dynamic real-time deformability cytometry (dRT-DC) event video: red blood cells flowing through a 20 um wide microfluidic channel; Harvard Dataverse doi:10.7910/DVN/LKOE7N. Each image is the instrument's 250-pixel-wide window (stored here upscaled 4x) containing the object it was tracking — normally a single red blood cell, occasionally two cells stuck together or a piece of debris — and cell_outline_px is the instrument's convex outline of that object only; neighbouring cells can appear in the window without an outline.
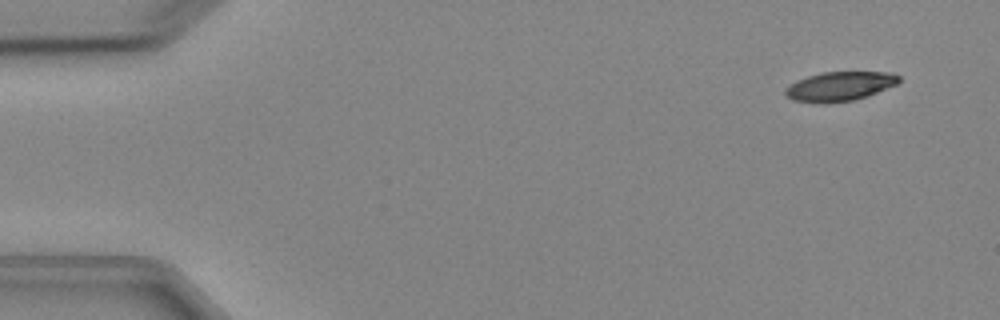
{"species": "Egyptian fruit bat (a non-hibernating species)", "species_latin": "Rousettus aegyptiacus", "temperature_condition": "cold", "stored_images_in_passage": 4, "camera_frame_rate_fps": 3000, "um_per_image_px": 0.085, "animal": {"sex": "female"}, "frame": {"image": 1, "passage_image": 1, "time_ms": 0.0, "image_size_px": [1000, 320], "cell_outline_px": [[900, 80], [896, 84], [868, 96], [852, 100], [828, 104], [824, 104], [792, 100], [784, 96], [784, 88], [808, 76], [824, 72], [892, 72], [900, 76]], "centroid_in_image_um": [71.36, 7.35], "position_along_channel_um": 13.6, "area_um2": 19.42}}
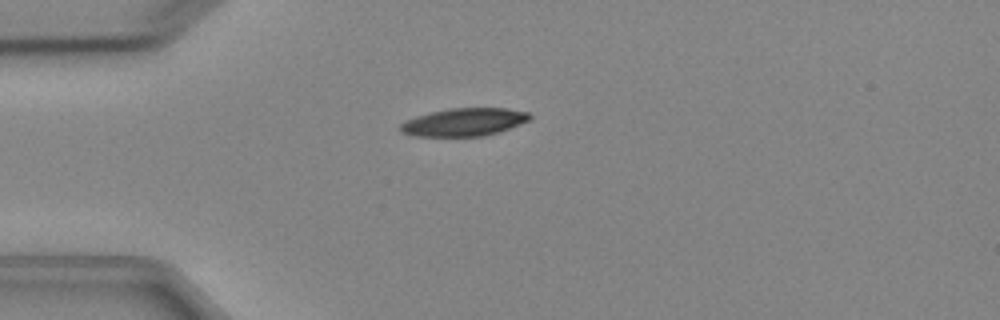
{"frame": {"image": 2, "passage_image": 4, "time_ms": 3.333, "image_size_px": [1000, 320], "cell_outline_px": [[532, 116], [528, 120], [520, 124], [500, 132], [484, 136], [412, 136], [400, 132], [400, 124], [416, 116], [448, 108], [508, 108], [528, 112]], "centroid_in_image_um": [39.46, 10.38], "position_along_channel_um": 45.5, "area_um2": 21.04}}